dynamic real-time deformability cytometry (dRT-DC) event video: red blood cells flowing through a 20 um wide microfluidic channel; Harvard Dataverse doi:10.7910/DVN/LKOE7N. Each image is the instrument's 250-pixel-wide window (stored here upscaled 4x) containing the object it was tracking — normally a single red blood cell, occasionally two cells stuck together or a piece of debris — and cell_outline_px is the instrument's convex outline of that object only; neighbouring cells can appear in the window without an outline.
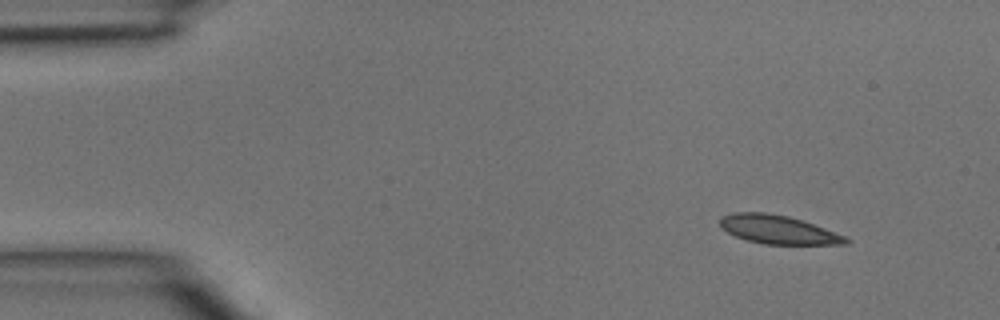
{"species": "common noctule bat (a hibernating species)", "species_latin": "Nyctalus noctula", "temperature_condition": "room temperature", "stored_images_in_passage": 5, "segment_of_instrument_passage": [2, 2], "camera_frame_rate_fps": 3000, "um_per_image_px": 0.085, "animal": {"sex": "male", "body_mass_g": 15.6}, "frame": {"image": 1, "passage_image": 5, "time_ms": 1.333, "image_size_px": [1000, 320], "cell_outline_px": [[852, 240], [848, 244], [764, 244], [748, 240], [736, 236], [728, 232], [720, 224], [720, 220], [724, 216], [732, 212], [764, 212], [788, 216], [824, 228], [844, 236]], "centroid_in_image_um": [66.15, 19.52], "position_along_channel_um": 18.8, "area_um2": 20.58}}